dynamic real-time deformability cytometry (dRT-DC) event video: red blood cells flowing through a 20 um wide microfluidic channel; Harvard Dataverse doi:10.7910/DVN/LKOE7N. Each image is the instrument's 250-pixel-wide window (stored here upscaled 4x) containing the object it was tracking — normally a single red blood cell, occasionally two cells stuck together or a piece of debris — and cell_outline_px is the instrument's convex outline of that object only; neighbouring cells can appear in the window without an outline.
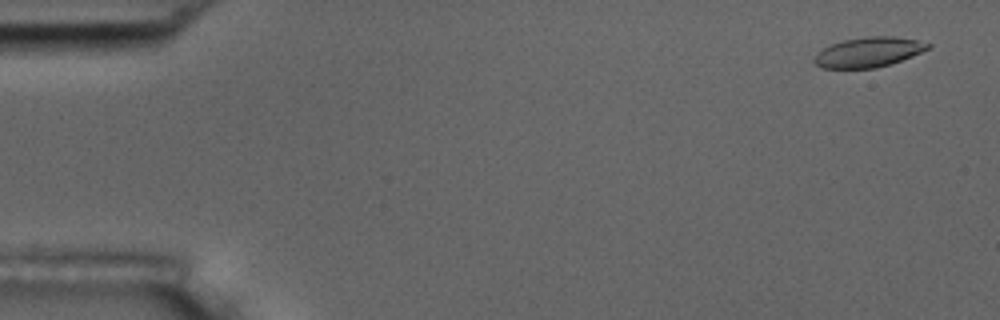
{"species": "common noctule bat (a hibernating species)", "species_latin": "Nyctalus noctula", "temperature_condition": "room temperature", "stored_images_in_passage": 16, "camera_frame_rate_fps": 3000, "um_per_image_px": 0.085, "animal": {"sex": "male", "body_mass_g": 17.5, "forearm_length_mm": 52.3}, "frame": {"image": 1, "passage_image": 3, "time_ms": 0.667, "image_size_px": [1000, 320], "cell_outline_px": [[932, 44], [928, 48], [912, 56], [876, 68], [820, 68], [812, 60], [816, 52], [832, 44], [844, 40], [868, 36], [892, 36], [916, 40]], "centroid_in_image_um": [73.77, 4.43], "position_along_channel_um": 11.2, "area_um2": 19.59}}
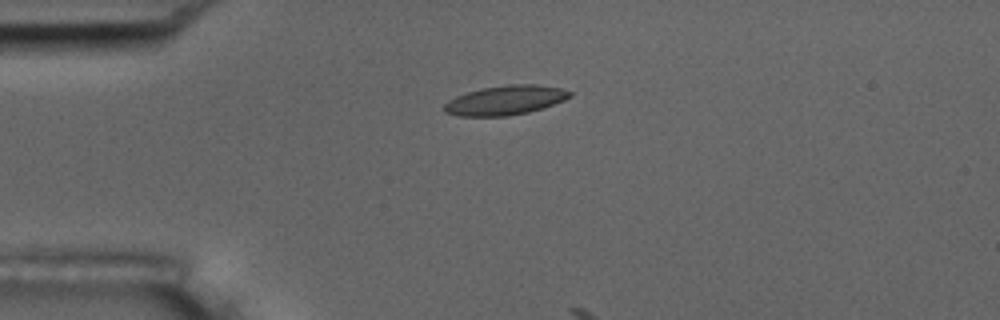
{"frame": {"image": 2, "passage_image": 14, "time_ms": 4.333, "image_size_px": [1000, 320], "cell_outline_px": [[572, 96], [564, 100], [544, 108], [528, 112], [508, 116], [460, 116], [444, 112], [444, 104], [448, 100], [456, 96], [480, 88], [508, 84], [536, 84], [560, 88], [572, 92]], "centroid_in_image_um": [42.96, 8.52], "position_along_channel_um": 42.0, "area_um2": 21.62}}